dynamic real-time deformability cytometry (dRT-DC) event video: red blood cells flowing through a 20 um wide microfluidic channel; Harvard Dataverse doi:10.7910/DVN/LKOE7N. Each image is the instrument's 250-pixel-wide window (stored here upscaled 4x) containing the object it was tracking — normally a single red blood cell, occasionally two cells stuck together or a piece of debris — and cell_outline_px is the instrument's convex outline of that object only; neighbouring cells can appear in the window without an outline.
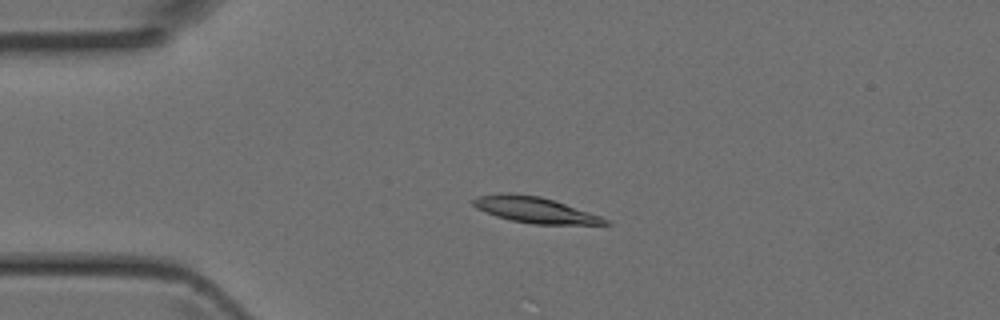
{"species": "Egyptian fruit bat (a non-hibernating species)", "species_latin": "Rousettus aegyptiacus", "temperature_condition": "room temperature", "stored_images_in_passage": 27, "camera_frame_rate_fps": 3000, "um_per_image_px": 0.085, "animal": {"sex": "female"}, "frame": {"image": 1, "passage_image": 7, "time_ms": 2.0, "image_size_px": [1000, 320], "cell_outline_px": [[612, 224], [532, 224], [512, 220], [496, 216], [476, 208], [472, 204], [472, 200], [476, 196], [500, 192], [508, 192], [540, 196], [600, 216], [608, 220]], "centroid_in_image_um": [45.38, 17.82], "position_along_channel_um": 39.6, "area_um2": 19.71}}
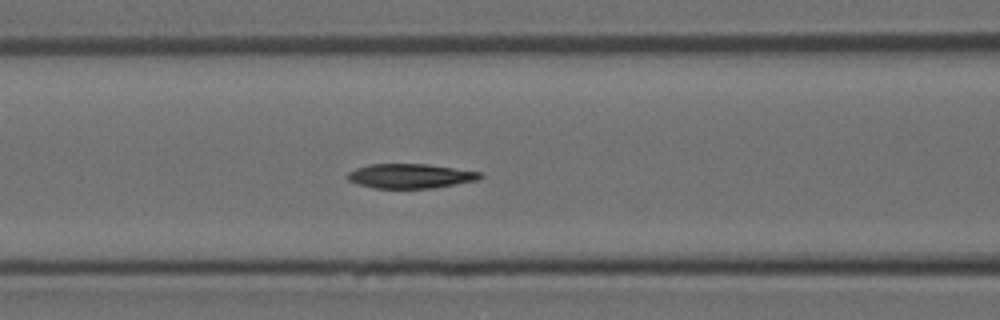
{"frame": {"image": 2, "passage_image": 15, "time_ms": 4.667, "image_size_px": [1000, 320], "cell_outline_px": [[484, 176], [480, 180], [432, 188], [372, 188], [348, 180], [344, 176], [348, 172], [356, 168], [368, 164], [428, 164], [480, 172]], "centroid_in_image_um": [34.87, 14.96], "position_along_channel_um": 131.7, "area_um2": 19.02}}
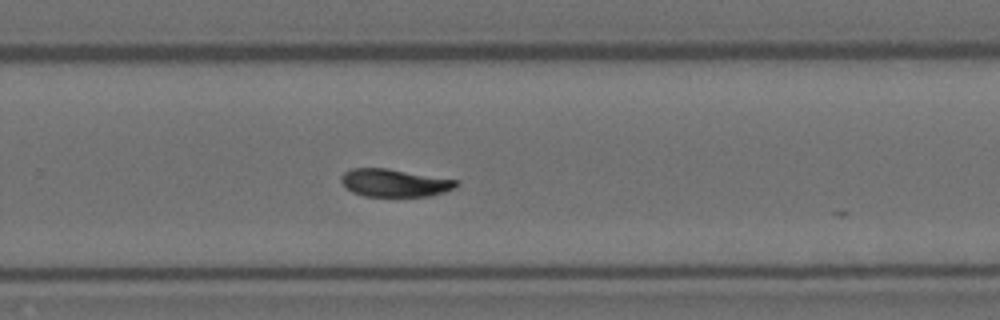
{"frame": {"image": 3, "passage_image": 26, "time_ms": 8.333, "image_size_px": [1000, 320], "cell_outline_px": [[460, 184], [456, 188], [432, 196], [364, 196], [352, 192], [340, 180], [340, 176], [344, 172], [352, 168], [388, 168], [460, 180]], "centroid_in_image_um": [33.59, 15.54], "position_along_channel_um": 296.2, "area_um2": 18.84}}